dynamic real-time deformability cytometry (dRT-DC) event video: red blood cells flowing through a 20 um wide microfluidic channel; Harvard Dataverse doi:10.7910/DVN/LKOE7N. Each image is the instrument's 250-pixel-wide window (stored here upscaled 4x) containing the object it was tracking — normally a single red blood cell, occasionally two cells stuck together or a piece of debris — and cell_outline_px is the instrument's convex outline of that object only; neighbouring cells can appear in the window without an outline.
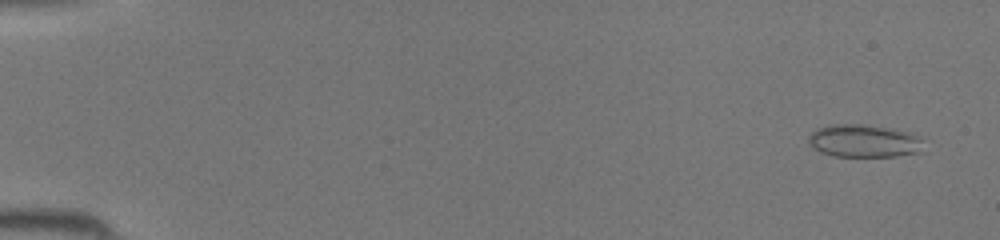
{"species": "common noctule bat (a hibernating species)", "species_latin": "Nyctalus noctula", "temperature_condition": "room temperature", "stored_images_in_passage": 45, "camera_frame_rate_fps": 3000, "um_per_image_px": 0.085, "animal": {"sex": "female", "body_mass_g": 19.5, "forearm_length_mm": 54.1}, "frame": {"image": 1, "passage_image": 3, "time_ms": 0.667, "image_size_px": [1000, 240], "cell_outline_px": [[920, 152], [896, 156], [832, 156], [820, 152], [812, 148], [808, 140], [808, 136], [816, 128], [832, 124], [860, 124], [892, 128], [908, 132], [920, 136]], "centroid_in_image_um": [73.37, 11.97], "position_along_channel_um": 11.6, "area_um2": 21.96}}
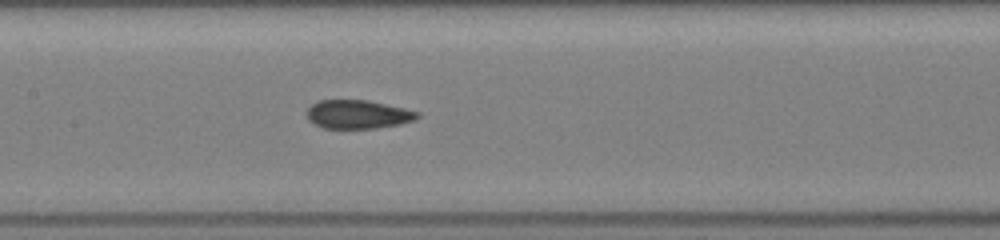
{"frame": {"image": 2, "passage_image": 23, "time_ms": 7.333, "image_size_px": [1000, 240], "cell_outline_px": [[420, 116], [416, 120], [400, 124], [376, 128], [324, 128], [312, 124], [308, 120], [308, 108], [316, 100], [368, 100], [404, 108], [420, 112]], "centroid_in_image_um": [30.43, 9.72], "position_along_channel_um": 177.0, "area_um2": 18.55}}
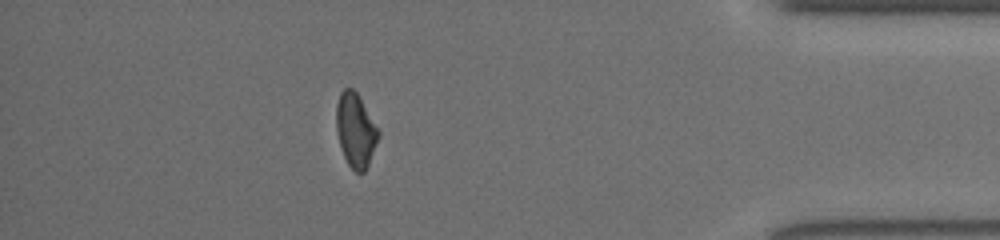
{"frame": {"image": 3, "passage_image": 40, "time_ms": 13.0, "image_size_px": [1000, 240], "cell_outline_px": [[380, 136], [368, 164], [364, 172], [356, 172], [348, 164], [344, 156], [336, 132], [336, 104], [340, 92], [344, 88], [352, 88], [356, 92], [380, 132]], "centroid_in_image_um": [30.21, 11.06], "position_along_channel_um": 405.0, "area_um2": 17.92}}